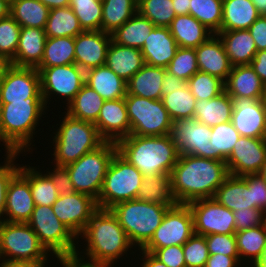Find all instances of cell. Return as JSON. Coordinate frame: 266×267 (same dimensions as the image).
I'll return each mask as SVG.
<instances>
[{
  "instance_id": "54",
  "label": "cell",
  "mask_w": 266,
  "mask_h": 267,
  "mask_svg": "<svg viewBox=\"0 0 266 267\" xmlns=\"http://www.w3.org/2000/svg\"><path fill=\"white\" fill-rule=\"evenodd\" d=\"M209 255L222 254L239 257L235 234H209L205 236Z\"/></svg>"
},
{
  "instance_id": "70",
  "label": "cell",
  "mask_w": 266,
  "mask_h": 267,
  "mask_svg": "<svg viewBox=\"0 0 266 267\" xmlns=\"http://www.w3.org/2000/svg\"><path fill=\"white\" fill-rule=\"evenodd\" d=\"M64 267H112V265H93L86 263H67Z\"/></svg>"
},
{
  "instance_id": "38",
  "label": "cell",
  "mask_w": 266,
  "mask_h": 267,
  "mask_svg": "<svg viewBox=\"0 0 266 267\" xmlns=\"http://www.w3.org/2000/svg\"><path fill=\"white\" fill-rule=\"evenodd\" d=\"M50 9L39 0H12L10 15L21 27L45 29Z\"/></svg>"
},
{
  "instance_id": "4",
  "label": "cell",
  "mask_w": 266,
  "mask_h": 267,
  "mask_svg": "<svg viewBox=\"0 0 266 267\" xmlns=\"http://www.w3.org/2000/svg\"><path fill=\"white\" fill-rule=\"evenodd\" d=\"M47 107L43 98L0 104V142L5 143V151L31 150L35 128Z\"/></svg>"
},
{
  "instance_id": "5",
  "label": "cell",
  "mask_w": 266,
  "mask_h": 267,
  "mask_svg": "<svg viewBox=\"0 0 266 267\" xmlns=\"http://www.w3.org/2000/svg\"><path fill=\"white\" fill-rule=\"evenodd\" d=\"M53 139V160L56 166H66L100 147L105 140L94 123L71 117L65 112Z\"/></svg>"
},
{
  "instance_id": "56",
  "label": "cell",
  "mask_w": 266,
  "mask_h": 267,
  "mask_svg": "<svg viewBox=\"0 0 266 267\" xmlns=\"http://www.w3.org/2000/svg\"><path fill=\"white\" fill-rule=\"evenodd\" d=\"M236 232L263 225V211L258 208H247L233 212Z\"/></svg>"
},
{
  "instance_id": "59",
  "label": "cell",
  "mask_w": 266,
  "mask_h": 267,
  "mask_svg": "<svg viewBox=\"0 0 266 267\" xmlns=\"http://www.w3.org/2000/svg\"><path fill=\"white\" fill-rule=\"evenodd\" d=\"M248 30L254 39L257 51L266 50V15H261Z\"/></svg>"
},
{
  "instance_id": "60",
  "label": "cell",
  "mask_w": 266,
  "mask_h": 267,
  "mask_svg": "<svg viewBox=\"0 0 266 267\" xmlns=\"http://www.w3.org/2000/svg\"><path fill=\"white\" fill-rule=\"evenodd\" d=\"M241 264L239 257L214 254L209 255L205 267H241Z\"/></svg>"
},
{
  "instance_id": "68",
  "label": "cell",
  "mask_w": 266,
  "mask_h": 267,
  "mask_svg": "<svg viewBox=\"0 0 266 267\" xmlns=\"http://www.w3.org/2000/svg\"><path fill=\"white\" fill-rule=\"evenodd\" d=\"M260 15H266V0H251Z\"/></svg>"
},
{
  "instance_id": "66",
  "label": "cell",
  "mask_w": 266,
  "mask_h": 267,
  "mask_svg": "<svg viewBox=\"0 0 266 267\" xmlns=\"http://www.w3.org/2000/svg\"><path fill=\"white\" fill-rule=\"evenodd\" d=\"M50 10L54 8H61L69 6L70 0H39Z\"/></svg>"
},
{
  "instance_id": "55",
  "label": "cell",
  "mask_w": 266,
  "mask_h": 267,
  "mask_svg": "<svg viewBox=\"0 0 266 267\" xmlns=\"http://www.w3.org/2000/svg\"><path fill=\"white\" fill-rule=\"evenodd\" d=\"M151 254L167 267H186L183 245L158 248Z\"/></svg>"
},
{
  "instance_id": "26",
  "label": "cell",
  "mask_w": 266,
  "mask_h": 267,
  "mask_svg": "<svg viewBox=\"0 0 266 267\" xmlns=\"http://www.w3.org/2000/svg\"><path fill=\"white\" fill-rule=\"evenodd\" d=\"M46 38L45 29L21 27L15 59L11 65L37 68L43 58Z\"/></svg>"
},
{
  "instance_id": "32",
  "label": "cell",
  "mask_w": 266,
  "mask_h": 267,
  "mask_svg": "<svg viewBox=\"0 0 266 267\" xmlns=\"http://www.w3.org/2000/svg\"><path fill=\"white\" fill-rule=\"evenodd\" d=\"M213 198L233 212L254 208L251 190L248 188L247 182L238 176L229 175L218 187Z\"/></svg>"
},
{
  "instance_id": "52",
  "label": "cell",
  "mask_w": 266,
  "mask_h": 267,
  "mask_svg": "<svg viewBox=\"0 0 266 267\" xmlns=\"http://www.w3.org/2000/svg\"><path fill=\"white\" fill-rule=\"evenodd\" d=\"M183 252L186 267H205L209 257L205 236L194 233L183 244Z\"/></svg>"
},
{
  "instance_id": "42",
  "label": "cell",
  "mask_w": 266,
  "mask_h": 267,
  "mask_svg": "<svg viewBox=\"0 0 266 267\" xmlns=\"http://www.w3.org/2000/svg\"><path fill=\"white\" fill-rule=\"evenodd\" d=\"M137 0H102L101 30L113 33L137 13Z\"/></svg>"
},
{
  "instance_id": "13",
  "label": "cell",
  "mask_w": 266,
  "mask_h": 267,
  "mask_svg": "<svg viewBox=\"0 0 266 267\" xmlns=\"http://www.w3.org/2000/svg\"><path fill=\"white\" fill-rule=\"evenodd\" d=\"M36 69L40 75L41 92L45 106L51 99V94H56V96H62L66 99L67 107L85 84V71L75 63Z\"/></svg>"
},
{
  "instance_id": "73",
  "label": "cell",
  "mask_w": 266,
  "mask_h": 267,
  "mask_svg": "<svg viewBox=\"0 0 266 267\" xmlns=\"http://www.w3.org/2000/svg\"><path fill=\"white\" fill-rule=\"evenodd\" d=\"M263 225L266 228V209L263 211Z\"/></svg>"
},
{
  "instance_id": "53",
  "label": "cell",
  "mask_w": 266,
  "mask_h": 267,
  "mask_svg": "<svg viewBox=\"0 0 266 267\" xmlns=\"http://www.w3.org/2000/svg\"><path fill=\"white\" fill-rule=\"evenodd\" d=\"M19 154L20 152L6 151V160L4 161L5 164L0 165V221H3V216L5 213L6 192L8 184L12 177L20 169V166L14 164V160L18 157Z\"/></svg>"
},
{
  "instance_id": "21",
  "label": "cell",
  "mask_w": 266,
  "mask_h": 267,
  "mask_svg": "<svg viewBox=\"0 0 266 267\" xmlns=\"http://www.w3.org/2000/svg\"><path fill=\"white\" fill-rule=\"evenodd\" d=\"M94 125L105 141L117 143L120 139L129 136L130 122L125 99L105 100Z\"/></svg>"
},
{
  "instance_id": "9",
  "label": "cell",
  "mask_w": 266,
  "mask_h": 267,
  "mask_svg": "<svg viewBox=\"0 0 266 267\" xmlns=\"http://www.w3.org/2000/svg\"><path fill=\"white\" fill-rule=\"evenodd\" d=\"M143 176L117 151L108 167L96 201L98 208L110 209L118 203L136 199Z\"/></svg>"
},
{
  "instance_id": "44",
  "label": "cell",
  "mask_w": 266,
  "mask_h": 267,
  "mask_svg": "<svg viewBox=\"0 0 266 267\" xmlns=\"http://www.w3.org/2000/svg\"><path fill=\"white\" fill-rule=\"evenodd\" d=\"M240 136L231 121L211 127V159L226 162Z\"/></svg>"
},
{
  "instance_id": "39",
  "label": "cell",
  "mask_w": 266,
  "mask_h": 267,
  "mask_svg": "<svg viewBox=\"0 0 266 267\" xmlns=\"http://www.w3.org/2000/svg\"><path fill=\"white\" fill-rule=\"evenodd\" d=\"M104 102L105 100L96 91L84 84L65 110L71 117L94 123Z\"/></svg>"
},
{
  "instance_id": "58",
  "label": "cell",
  "mask_w": 266,
  "mask_h": 267,
  "mask_svg": "<svg viewBox=\"0 0 266 267\" xmlns=\"http://www.w3.org/2000/svg\"><path fill=\"white\" fill-rule=\"evenodd\" d=\"M54 166V170L52 169L51 172L47 171L46 175L54 183L59 195H67L75 192L67 169L64 166Z\"/></svg>"
},
{
  "instance_id": "27",
  "label": "cell",
  "mask_w": 266,
  "mask_h": 267,
  "mask_svg": "<svg viewBox=\"0 0 266 267\" xmlns=\"http://www.w3.org/2000/svg\"><path fill=\"white\" fill-rule=\"evenodd\" d=\"M145 64L141 50L135 47L118 45L111 41L105 65L127 82Z\"/></svg>"
},
{
  "instance_id": "37",
  "label": "cell",
  "mask_w": 266,
  "mask_h": 267,
  "mask_svg": "<svg viewBox=\"0 0 266 267\" xmlns=\"http://www.w3.org/2000/svg\"><path fill=\"white\" fill-rule=\"evenodd\" d=\"M155 25L138 12L121 27L111 33L112 41L118 45L141 49Z\"/></svg>"
},
{
  "instance_id": "45",
  "label": "cell",
  "mask_w": 266,
  "mask_h": 267,
  "mask_svg": "<svg viewBox=\"0 0 266 267\" xmlns=\"http://www.w3.org/2000/svg\"><path fill=\"white\" fill-rule=\"evenodd\" d=\"M162 101L172 121L194 118L196 98L186 84L183 88L163 94Z\"/></svg>"
},
{
  "instance_id": "2",
  "label": "cell",
  "mask_w": 266,
  "mask_h": 267,
  "mask_svg": "<svg viewBox=\"0 0 266 267\" xmlns=\"http://www.w3.org/2000/svg\"><path fill=\"white\" fill-rule=\"evenodd\" d=\"M87 243L84 255L76 252L68 263H86L93 265H112L117 259L127 254L133 245L126 232L120 226L110 209L98 208L92 215L83 232L79 235ZM82 256V257H81Z\"/></svg>"
},
{
  "instance_id": "15",
  "label": "cell",
  "mask_w": 266,
  "mask_h": 267,
  "mask_svg": "<svg viewBox=\"0 0 266 267\" xmlns=\"http://www.w3.org/2000/svg\"><path fill=\"white\" fill-rule=\"evenodd\" d=\"M170 135L180 155L211 159V127L196 118L173 121Z\"/></svg>"
},
{
  "instance_id": "17",
  "label": "cell",
  "mask_w": 266,
  "mask_h": 267,
  "mask_svg": "<svg viewBox=\"0 0 266 267\" xmlns=\"http://www.w3.org/2000/svg\"><path fill=\"white\" fill-rule=\"evenodd\" d=\"M52 208L57 218L79 238L98 206L91 196L75 191L59 195Z\"/></svg>"
},
{
  "instance_id": "7",
  "label": "cell",
  "mask_w": 266,
  "mask_h": 267,
  "mask_svg": "<svg viewBox=\"0 0 266 267\" xmlns=\"http://www.w3.org/2000/svg\"><path fill=\"white\" fill-rule=\"evenodd\" d=\"M27 224L46 250L54 253L52 256L55 255L62 267L74 259L78 238L57 218L52 206L35 205Z\"/></svg>"
},
{
  "instance_id": "40",
  "label": "cell",
  "mask_w": 266,
  "mask_h": 267,
  "mask_svg": "<svg viewBox=\"0 0 266 267\" xmlns=\"http://www.w3.org/2000/svg\"><path fill=\"white\" fill-rule=\"evenodd\" d=\"M83 32L78 18L69 6L54 8L49 11L45 27L47 38L76 37Z\"/></svg>"
},
{
  "instance_id": "69",
  "label": "cell",
  "mask_w": 266,
  "mask_h": 267,
  "mask_svg": "<svg viewBox=\"0 0 266 267\" xmlns=\"http://www.w3.org/2000/svg\"><path fill=\"white\" fill-rule=\"evenodd\" d=\"M11 65V63L4 57L0 56V82L2 81L5 71Z\"/></svg>"
},
{
  "instance_id": "25",
  "label": "cell",
  "mask_w": 266,
  "mask_h": 267,
  "mask_svg": "<svg viewBox=\"0 0 266 267\" xmlns=\"http://www.w3.org/2000/svg\"><path fill=\"white\" fill-rule=\"evenodd\" d=\"M225 92L231 98H252L263 100L266 86L249 65H238L232 70L225 82Z\"/></svg>"
},
{
  "instance_id": "30",
  "label": "cell",
  "mask_w": 266,
  "mask_h": 267,
  "mask_svg": "<svg viewBox=\"0 0 266 267\" xmlns=\"http://www.w3.org/2000/svg\"><path fill=\"white\" fill-rule=\"evenodd\" d=\"M166 68L144 64L127 81V95L159 100L163 97L162 83Z\"/></svg>"
},
{
  "instance_id": "63",
  "label": "cell",
  "mask_w": 266,
  "mask_h": 267,
  "mask_svg": "<svg viewBox=\"0 0 266 267\" xmlns=\"http://www.w3.org/2000/svg\"><path fill=\"white\" fill-rule=\"evenodd\" d=\"M46 263L21 261V260H2L0 267H45Z\"/></svg>"
},
{
  "instance_id": "12",
  "label": "cell",
  "mask_w": 266,
  "mask_h": 267,
  "mask_svg": "<svg viewBox=\"0 0 266 267\" xmlns=\"http://www.w3.org/2000/svg\"><path fill=\"white\" fill-rule=\"evenodd\" d=\"M193 216L187 204H176L165 213L150 241L141 249L152 253L155 249L183 245L194 234Z\"/></svg>"
},
{
  "instance_id": "67",
  "label": "cell",
  "mask_w": 266,
  "mask_h": 267,
  "mask_svg": "<svg viewBox=\"0 0 266 267\" xmlns=\"http://www.w3.org/2000/svg\"><path fill=\"white\" fill-rule=\"evenodd\" d=\"M10 15V1L0 0V19Z\"/></svg>"
},
{
  "instance_id": "57",
  "label": "cell",
  "mask_w": 266,
  "mask_h": 267,
  "mask_svg": "<svg viewBox=\"0 0 266 267\" xmlns=\"http://www.w3.org/2000/svg\"><path fill=\"white\" fill-rule=\"evenodd\" d=\"M247 182L248 188L251 190L252 203L254 208L266 209V183L260 174H250L242 176Z\"/></svg>"
},
{
  "instance_id": "41",
  "label": "cell",
  "mask_w": 266,
  "mask_h": 267,
  "mask_svg": "<svg viewBox=\"0 0 266 267\" xmlns=\"http://www.w3.org/2000/svg\"><path fill=\"white\" fill-rule=\"evenodd\" d=\"M75 63V37L46 38L41 64L37 68H49Z\"/></svg>"
},
{
  "instance_id": "64",
  "label": "cell",
  "mask_w": 266,
  "mask_h": 267,
  "mask_svg": "<svg viewBox=\"0 0 266 267\" xmlns=\"http://www.w3.org/2000/svg\"><path fill=\"white\" fill-rule=\"evenodd\" d=\"M142 252V265L141 267H167L164 263L155 258L151 253L141 250Z\"/></svg>"
},
{
  "instance_id": "62",
  "label": "cell",
  "mask_w": 266,
  "mask_h": 267,
  "mask_svg": "<svg viewBox=\"0 0 266 267\" xmlns=\"http://www.w3.org/2000/svg\"><path fill=\"white\" fill-rule=\"evenodd\" d=\"M186 84V81L166 72L162 83L163 94H170V91L179 90L183 88Z\"/></svg>"
},
{
  "instance_id": "29",
  "label": "cell",
  "mask_w": 266,
  "mask_h": 267,
  "mask_svg": "<svg viewBox=\"0 0 266 267\" xmlns=\"http://www.w3.org/2000/svg\"><path fill=\"white\" fill-rule=\"evenodd\" d=\"M216 35L222 41L233 67L251 63L257 53V48L248 29L220 31Z\"/></svg>"
},
{
  "instance_id": "72",
  "label": "cell",
  "mask_w": 266,
  "mask_h": 267,
  "mask_svg": "<svg viewBox=\"0 0 266 267\" xmlns=\"http://www.w3.org/2000/svg\"><path fill=\"white\" fill-rule=\"evenodd\" d=\"M259 174L263 178L264 182L266 183V159H265L264 164L262 165V168H261Z\"/></svg>"
},
{
  "instance_id": "24",
  "label": "cell",
  "mask_w": 266,
  "mask_h": 267,
  "mask_svg": "<svg viewBox=\"0 0 266 267\" xmlns=\"http://www.w3.org/2000/svg\"><path fill=\"white\" fill-rule=\"evenodd\" d=\"M178 48L168 27L155 26L140 50L146 64L166 68Z\"/></svg>"
},
{
  "instance_id": "34",
  "label": "cell",
  "mask_w": 266,
  "mask_h": 267,
  "mask_svg": "<svg viewBox=\"0 0 266 267\" xmlns=\"http://www.w3.org/2000/svg\"><path fill=\"white\" fill-rule=\"evenodd\" d=\"M233 100L224 91L210 100H196L194 118L209 127L231 121Z\"/></svg>"
},
{
  "instance_id": "71",
  "label": "cell",
  "mask_w": 266,
  "mask_h": 267,
  "mask_svg": "<svg viewBox=\"0 0 266 267\" xmlns=\"http://www.w3.org/2000/svg\"><path fill=\"white\" fill-rule=\"evenodd\" d=\"M253 267H266V252L263 257Z\"/></svg>"
},
{
  "instance_id": "19",
  "label": "cell",
  "mask_w": 266,
  "mask_h": 267,
  "mask_svg": "<svg viewBox=\"0 0 266 267\" xmlns=\"http://www.w3.org/2000/svg\"><path fill=\"white\" fill-rule=\"evenodd\" d=\"M231 123L241 136L266 138V109L263 100L232 98Z\"/></svg>"
},
{
  "instance_id": "31",
  "label": "cell",
  "mask_w": 266,
  "mask_h": 267,
  "mask_svg": "<svg viewBox=\"0 0 266 267\" xmlns=\"http://www.w3.org/2000/svg\"><path fill=\"white\" fill-rule=\"evenodd\" d=\"M168 28L181 48H197L214 35L190 14L176 16Z\"/></svg>"
},
{
  "instance_id": "74",
  "label": "cell",
  "mask_w": 266,
  "mask_h": 267,
  "mask_svg": "<svg viewBox=\"0 0 266 267\" xmlns=\"http://www.w3.org/2000/svg\"><path fill=\"white\" fill-rule=\"evenodd\" d=\"M263 102H264L265 109H266V93H265V95L263 96Z\"/></svg>"
},
{
  "instance_id": "50",
  "label": "cell",
  "mask_w": 266,
  "mask_h": 267,
  "mask_svg": "<svg viewBox=\"0 0 266 267\" xmlns=\"http://www.w3.org/2000/svg\"><path fill=\"white\" fill-rule=\"evenodd\" d=\"M166 70L169 74L187 82L199 71L195 48L179 47L174 58L166 67Z\"/></svg>"
},
{
  "instance_id": "65",
  "label": "cell",
  "mask_w": 266,
  "mask_h": 267,
  "mask_svg": "<svg viewBox=\"0 0 266 267\" xmlns=\"http://www.w3.org/2000/svg\"><path fill=\"white\" fill-rule=\"evenodd\" d=\"M176 16L189 14L190 0H171Z\"/></svg>"
},
{
  "instance_id": "14",
  "label": "cell",
  "mask_w": 266,
  "mask_h": 267,
  "mask_svg": "<svg viewBox=\"0 0 266 267\" xmlns=\"http://www.w3.org/2000/svg\"><path fill=\"white\" fill-rule=\"evenodd\" d=\"M187 205L193 216L195 234H235L233 211L219 204L214 198L194 200Z\"/></svg>"
},
{
  "instance_id": "49",
  "label": "cell",
  "mask_w": 266,
  "mask_h": 267,
  "mask_svg": "<svg viewBox=\"0 0 266 267\" xmlns=\"http://www.w3.org/2000/svg\"><path fill=\"white\" fill-rule=\"evenodd\" d=\"M191 94L196 100H210L225 91V83L208 73L196 72L188 81Z\"/></svg>"
},
{
  "instance_id": "48",
  "label": "cell",
  "mask_w": 266,
  "mask_h": 267,
  "mask_svg": "<svg viewBox=\"0 0 266 267\" xmlns=\"http://www.w3.org/2000/svg\"><path fill=\"white\" fill-rule=\"evenodd\" d=\"M69 7L84 31L101 30L102 0H70Z\"/></svg>"
},
{
  "instance_id": "16",
  "label": "cell",
  "mask_w": 266,
  "mask_h": 267,
  "mask_svg": "<svg viewBox=\"0 0 266 267\" xmlns=\"http://www.w3.org/2000/svg\"><path fill=\"white\" fill-rule=\"evenodd\" d=\"M43 98L36 68L10 65L0 82V104Z\"/></svg>"
},
{
  "instance_id": "18",
  "label": "cell",
  "mask_w": 266,
  "mask_h": 267,
  "mask_svg": "<svg viewBox=\"0 0 266 267\" xmlns=\"http://www.w3.org/2000/svg\"><path fill=\"white\" fill-rule=\"evenodd\" d=\"M266 159V138L240 136L226 160L229 175L258 174Z\"/></svg>"
},
{
  "instance_id": "3",
  "label": "cell",
  "mask_w": 266,
  "mask_h": 267,
  "mask_svg": "<svg viewBox=\"0 0 266 267\" xmlns=\"http://www.w3.org/2000/svg\"><path fill=\"white\" fill-rule=\"evenodd\" d=\"M118 152L144 176L171 174L180 156L171 135H129L117 143Z\"/></svg>"
},
{
  "instance_id": "11",
  "label": "cell",
  "mask_w": 266,
  "mask_h": 267,
  "mask_svg": "<svg viewBox=\"0 0 266 267\" xmlns=\"http://www.w3.org/2000/svg\"><path fill=\"white\" fill-rule=\"evenodd\" d=\"M0 253L2 260L46 263L49 252L27 223L0 221Z\"/></svg>"
},
{
  "instance_id": "61",
  "label": "cell",
  "mask_w": 266,
  "mask_h": 267,
  "mask_svg": "<svg viewBox=\"0 0 266 267\" xmlns=\"http://www.w3.org/2000/svg\"><path fill=\"white\" fill-rule=\"evenodd\" d=\"M250 66L266 86V50L257 51Z\"/></svg>"
},
{
  "instance_id": "8",
  "label": "cell",
  "mask_w": 266,
  "mask_h": 267,
  "mask_svg": "<svg viewBox=\"0 0 266 267\" xmlns=\"http://www.w3.org/2000/svg\"><path fill=\"white\" fill-rule=\"evenodd\" d=\"M117 151L115 142L105 141L97 149L64 166L70 175L74 190L97 201L108 167Z\"/></svg>"
},
{
  "instance_id": "33",
  "label": "cell",
  "mask_w": 266,
  "mask_h": 267,
  "mask_svg": "<svg viewBox=\"0 0 266 267\" xmlns=\"http://www.w3.org/2000/svg\"><path fill=\"white\" fill-rule=\"evenodd\" d=\"M260 16L251 0H223L221 31L248 29Z\"/></svg>"
},
{
  "instance_id": "23",
  "label": "cell",
  "mask_w": 266,
  "mask_h": 267,
  "mask_svg": "<svg viewBox=\"0 0 266 267\" xmlns=\"http://www.w3.org/2000/svg\"><path fill=\"white\" fill-rule=\"evenodd\" d=\"M195 52L199 71L217 77L225 83L233 66L220 38L215 34L212 35L195 48Z\"/></svg>"
},
{
  "instance_id": "28",
  "label": "cell",
  "mask_w": 266,
  "mask_h": 267,
  "mask_svg": "<svg viewBox=\"0 0 266 267\" xmlns=\"http://www.w3.org/2000/svg\"><path fill=\"white\" fill-rule=\"evenodd\" d=\"M85 84L104 100L121 99L127 95V82L106 65L86 70Z\"/></svg>"
},
{
  "instance_id": "46",
  "label": "cell",
  "mask_w": 266,
  "mask_h": 267,
  "mask_svg": "<svg viewBox=\"0 0 266 267\" xmlns=\"http://www.w3.org/2000/svg\"><path fill=\"white\" fill-rule=\"evenodd\" d=\"M223 0H190L189 14L213 34L221 31Z\"/></svg>"
},
{
  "instance_id": "10",
  "label": "cell",
  "mask_w": 266,
  "mask_h": 267,
  "mask_svg": "<svg viewBox=\"0 0 266 267\" xmlns=\"http://www.w3.org/2000/svg\"><path fill=\"white\" fill-rule=\"evenodd\" d=\"M124 99L130 122V135L162 136L171 133L173 121L162 99H148L135 95H126Z\"/></svg>"
},
{
  "instance_id": "43",
  "label": "cell",
  "mask_w": 266,
  "mask_h": 267,
  "mask_svg": "<svg viewBox=\"0 0 266 267\" xmlns=\"http://www.w3.org/2000/svg\"><path fill=\"white\" fill-rule=\"evenodd\" d=\"M36 168L20 166L19 172L29 181L35 205L52 206L59 193L51 179L45 173L36 171Z\"/></svg>"
},
{
  "instance_id": "35",
  "label": "cell",
  "mask_w": 266,
  "mask_h": 267,
  "mask_svg": "<svg viewBox=\"0 0 266 267\" xmlns=\"http://www.w3.org/2000/svg\"><path fill=\"white\" fill-rule=\"evenodd\" d=\"M235 237L240 262H247V259V265L253 267L266 252V228L260 225L241 230L235 232Z\"/></svg>"
},
{
  "instance_id": "1",
  "label": "cell",
  "mask_w": 266,
  "mask_h": 267,
  "mask_svg": "<svg viewBox=\"0 0 266 267\" xmlns=\"http://www.w3.org/2000/svg\"><path fill=\"white\" fill-rule=\"evenodd\" d=\"M229 176L225 161L180 155L171 172V191L177 204L213 198Z\"/></svg>"
},
{
  "instance_id": "36",
  "label": "cell",
  "mask_w": 266,
  "mask_h": 267,
  "mask_svg": "<svg viewBox=\"0 0 266 267\" xmlns=\"http://www.w3.org/2000/svg\"><path fill=\"white\" fill-rule=\"evenodd\" d=\"M137 200L174 207L177 203L171 191V174L143 176Z\"/></svg>"
},
{
  "instance_id": "22",
  "label": "cell",
  "mask_w": 266,
  "mask_h": 267,
  "mask_svg": "<svg viewBox=\"0 0 266 267\" xmlns=\"http://www.w3.org/2000/svg\"><path fill=\"white\" fill-rule=\"evenodd\" d=\"M35 208L29 181L18 171L10 180L6 192L3 221L27 223Z\"/></svg>"
},
{
  "instance_id": "47",
  "label": "cell",
  "mask_w": 266,
  "mask_h": 267,
  "mask_svg": "<svg viewBox=\"0 0 266 267\" xmlns=\"http://www.w3.org/2000/svg\"><path fill=\"white\" fill-rule=\"evenodd\" d=\"M137 12L156 27H169L176 17L171 0H138Z\"/></svg>"
},
{
  "instance_id": "20",
  "label": "cell",
  "mask_w": 266,
  "mask_h": 267,
  "mask_svg": "<svg viewBox=\"0 0 266 267\" xmlns=\"http://www.w3.org/2000/svg\"><path fill=\"white\" fill-rule=\"evenodd\" d=\"M111 41V34L102 30L78 34L75 37V64L84 71L105 65Z\"/></svg>"
},
{
  "instance_id": "6",
  "label": "cell",
  "mask_w": 266,
  "mask_h": 267,
  "mask_svg": "<svg viewBox=\"0 0 266 267\" xmlns=\"http://www.w3.org/2000/svg\"><path fill=\"white\" fill-rule=\"evenodd\" d=\"M169 207L139 201H124L110 208L130 242L142 249L151 239Z\"/></svg>"
},
{
  "instance_id": "51",
  "label": "cell",
  "mask_w": 266,
  "mask_h": 267,
  "mask_svg": "<svg viewBox=\"0 0 266 267\" xmlns=\"http://www.w3.org/2000/svg\"><path fill=\"white\" fill-rule=\"evenodd\" d=\"M20 32L21 26L11 15L0 19V56L10 63L15 59Z\"/></svg>"
}]
</instances>
